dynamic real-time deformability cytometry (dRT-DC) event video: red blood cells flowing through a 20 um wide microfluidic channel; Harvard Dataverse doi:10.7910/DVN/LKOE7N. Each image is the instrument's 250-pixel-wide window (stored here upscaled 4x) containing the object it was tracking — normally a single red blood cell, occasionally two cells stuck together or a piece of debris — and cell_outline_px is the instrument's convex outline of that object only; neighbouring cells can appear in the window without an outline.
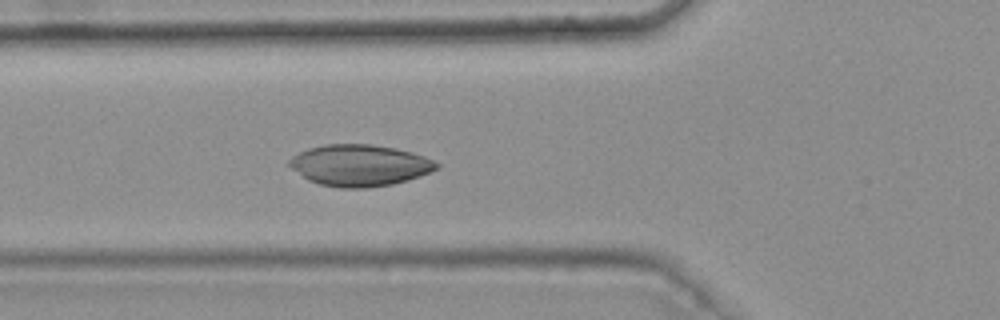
{"species": "common noctule bat (a hibernating species)", "species_latin": "Nyctalus noctula", "temperature_condition": "warm", "stored_images_in_passage": 46, "camera_frame_rate_fps": 3000, "um_per_image_px": 0.085, "animal": {"sex": "female", "body_mass_g": 25.1}, "frame": {"image": 1, "passage_image": 20, "time_ms": 6.333, "image_size_px": [1000, 320], "cell_outline_px": [[440, 168], [420, 176], [408, 180], [392, 184], [368, 188], [340, 188], [320, 184], [308, 180], [292, 168], [288, 164], [288, 160], [292, 156], [308, 148], [324, 144], [372, 144], [396, 148], [412, 152], [424, 156], [440, 164]], "centroid_in_image_um": [30.58, 14.05], "position_along_channel_um": 95.2, "area_um2": 35.72}}